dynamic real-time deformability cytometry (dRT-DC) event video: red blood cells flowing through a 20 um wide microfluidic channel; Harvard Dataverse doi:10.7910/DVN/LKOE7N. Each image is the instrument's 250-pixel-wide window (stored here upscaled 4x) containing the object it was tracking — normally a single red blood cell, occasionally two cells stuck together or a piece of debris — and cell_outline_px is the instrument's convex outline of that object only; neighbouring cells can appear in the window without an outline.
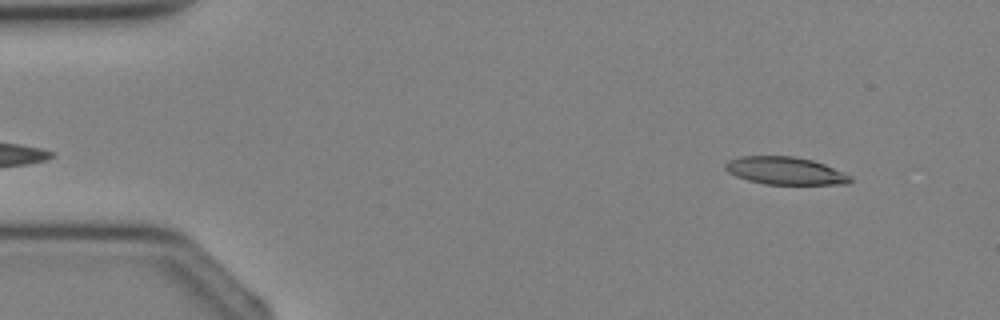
{"species": "Egyptian fruit bat (a non-hibernating species)", "species_latin": "Rousettus aegyptiacus", "temperature_condition": "cold", "stored_images_in_passage": 3, "camera_frame_rate_fps": 3000, "um_per_image_px": 0.085, "animal": {"sex": "female"}, "frame": {"image": 1, "passage_image": 3, "time_ms": 2.333, "image_size_px": [1000, 320], "cell_outline_px": [[852, 180], [848, 184], [764, 184], [748, 180], [736, 176], [728, 172], [724, 168], [724, 164], [728, 160], [740, 156], [796, 156], [812, 160], [824, 164], [852, 176]], "centroid_in_image_um": [66.72, 14.51], "position_along_channel_um": 18.3, "area_um2": 20.17}}